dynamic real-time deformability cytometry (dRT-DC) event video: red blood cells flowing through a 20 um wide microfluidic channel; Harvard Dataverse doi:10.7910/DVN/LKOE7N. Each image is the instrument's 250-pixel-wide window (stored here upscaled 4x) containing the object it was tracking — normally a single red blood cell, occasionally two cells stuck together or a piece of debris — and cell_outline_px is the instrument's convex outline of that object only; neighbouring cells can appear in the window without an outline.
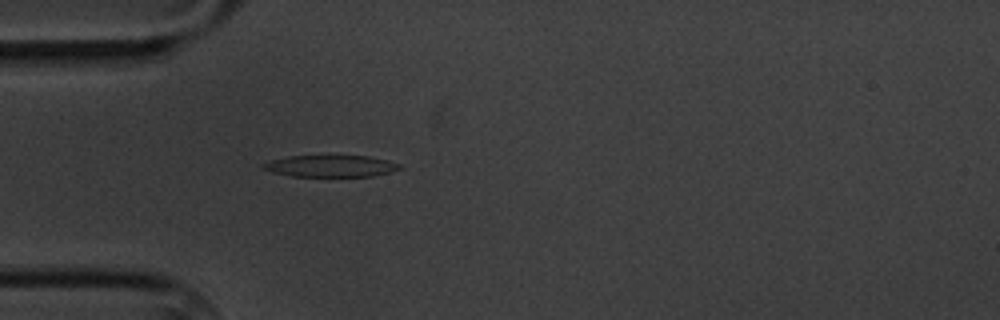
{"species": "common noctule bat (a hibernating species)", "species_latin": "Nyctalus noctula", "temperature_condition": "cold", "stored_images_in_passage": 2, "camera_frame_rate_fps": 3000, "um_per_image_px": 0.085, "animal": {"sex": "male", "body_mass_g": 20.1, "forearm_length_mm": 53.5}, "frame": {"image": 1, "passage_image": 2, "time_ms": 1.333, "image_size_px": [1000, 320], "cell_outline_px": [[404, 168], [392, 172], [372, 176], [292, 176], [272, 172], [260, 168], [260, 164], [272, 160], [288, 156], [368, 156], [388, 160], [400, 164]], "centroid_in_image_um": [28.12, 14.11], "position_along_channel_um": 56.9, "area_um2": 17.34}}